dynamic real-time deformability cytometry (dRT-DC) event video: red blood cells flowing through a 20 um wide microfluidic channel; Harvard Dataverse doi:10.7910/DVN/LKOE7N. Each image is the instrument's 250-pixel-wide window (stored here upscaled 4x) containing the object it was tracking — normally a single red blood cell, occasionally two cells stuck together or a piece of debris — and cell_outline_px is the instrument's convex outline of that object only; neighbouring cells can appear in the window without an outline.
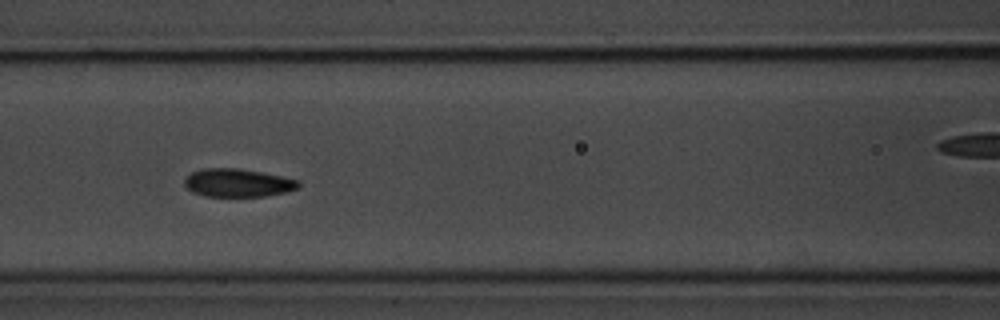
{"species": "common noctule bat (a hibernating species)", "species_latin": "Nyctalus noctula", "temperature_condition": "room temperature", "stored_images_in_passage": 10, "camera_frame_rate_fps": 3000, "um_per_image_px": 0.085, "animal": {"sex": "male", "body_mass_g": 20.1, "forearm_length_mm": 53.5}, "frame": {"image": 1, "passage_image": 6, "time_ms": 5.667, "image_size_px": [1000, 320], "cell_outline_px": [[300, 184], [296, 188], [284, 192], [264, 196], [204, 196], [192, 192], [184, 184], [184, 180], [192, 172], [204, 168], [236, 168], [260, 172], [300, 180]], "centroid_in_image_um": [20.18, 15.54], "position_along_channel_um": 146.4, "area_um2": 18.44}}